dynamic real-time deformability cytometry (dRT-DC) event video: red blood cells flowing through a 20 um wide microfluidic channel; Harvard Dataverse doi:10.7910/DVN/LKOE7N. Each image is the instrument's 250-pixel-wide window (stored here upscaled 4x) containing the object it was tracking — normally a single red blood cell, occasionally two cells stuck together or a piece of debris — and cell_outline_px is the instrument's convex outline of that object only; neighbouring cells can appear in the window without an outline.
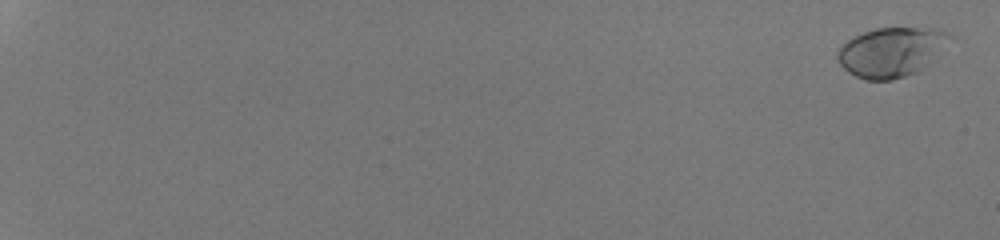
{"species": "human", "species_latin": "Homo sapiens", "temperature_condition": "room temperature", "stored_images_in_passage": 54, "camera_frame_rate_fps": 3000, "um_per_image_px": 0.085, "donor": {"sex": "male"}, "frame": {"image": 1, "passage_image": 2, "time_ms": 0.333, "image_size_px": [1000, 240], "cell_outline_px": [[952, 36], [916, 72], [892, 80], [864, 80], [848, 72], [840, 64], [836, 56], [836, 52], [840, 44], [852, 36], [876, 28], [932, 28], [948, 32]], "centroid_in_image_um": [75.62, 4.41], "position_along_channel_um": 9.4, "area_um2": 31.67}}
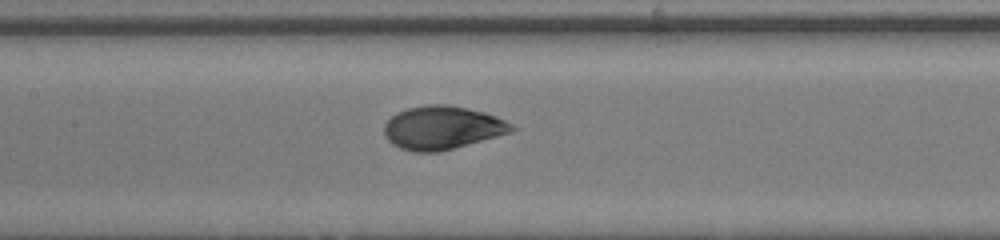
{"frame": {"image": 2, "passage_image": 32, "time_ms": 10.333, "image_size_px": [1000, 240], "cell_outline_px": [[520, 128], [512, 132], [452, 148], [436, 152], [416, 152], [400, 148], [392, 144], [384, 136], [384, 124], [396, 112], [408, 108], [428, 104], [444, 104], [468, 108], [484, 112], [496, 116]], "centroid_in_image_um": [37.59, 10.84], "position_along_channel_um": 169.8, "area_um2": 32.14}}
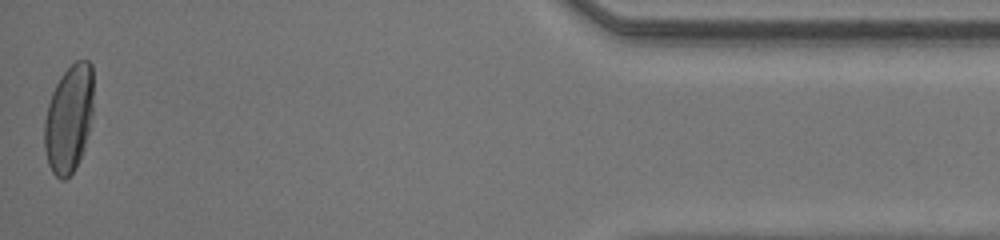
{"frame": {"image": 3, "passage_image": 54, "time_ms": 17.667, "image_size_px": [1000, 240], "cell_outline_px": [[92, 116], [84, 148], [76, 168], [64, 180], [60, 180], [52, 172], [48, 164], [44, 148], [44, 120], [48, 104], [52, 92], [60, 76], [76, 60], [88, 60], [92, 64]], "centroid_in_image_um": [5.84, 10.1], "position_along_channel_um": 429.4, "area_um2": 30.81}, "authors_computed_cell_mechanics": {"area_um2": 30.9808, "velocity_mm_per_s": 4.3269, "shape_relaxation_time_tau1_ms": 3.2948, "shape_relaxation_time_tau2_ms": null, "deformation_change_tau1": 0.181, "deformation_change_tau2": null}}